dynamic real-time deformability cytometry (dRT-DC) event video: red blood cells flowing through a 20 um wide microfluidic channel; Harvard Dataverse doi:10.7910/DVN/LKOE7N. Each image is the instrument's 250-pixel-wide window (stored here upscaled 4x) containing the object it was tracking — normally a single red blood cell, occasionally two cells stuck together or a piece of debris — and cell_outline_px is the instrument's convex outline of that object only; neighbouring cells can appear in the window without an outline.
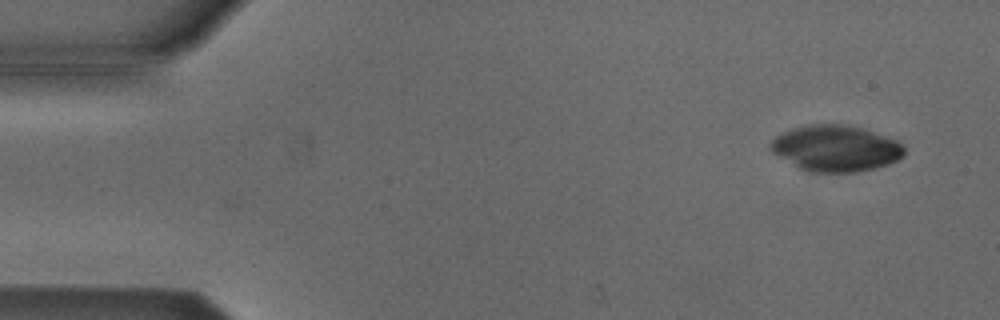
{"species": "Egyptian fruit bat (a non-hibernating species)", "species_latin": "Rousettus aegyptiacus", "temperature_condition": "cold", "stored_images_in_passage": 9, "camera_frame_rate_fps": 3000, "um_per_image_px": 0.085, "animal": {"sex": "male"}, "frame": {"image": 1, "passage_image": 9, "time_ms": 2.667, "image_size_px": [1000, 320], "cell_outline_px": [[904, 156], [888, 164], [856, 172], [812, 172], [800, 168], [772, 152], [768, 148], [768, 144], [776, 136], [792, 128], [812, 124], [840, 124], [860, 128], [896, 140], [904, 148]], "centroid_in_image_um": [71.0, 12.61], "position_along_channel_um": 14.0, "area_um2": 35.43}}